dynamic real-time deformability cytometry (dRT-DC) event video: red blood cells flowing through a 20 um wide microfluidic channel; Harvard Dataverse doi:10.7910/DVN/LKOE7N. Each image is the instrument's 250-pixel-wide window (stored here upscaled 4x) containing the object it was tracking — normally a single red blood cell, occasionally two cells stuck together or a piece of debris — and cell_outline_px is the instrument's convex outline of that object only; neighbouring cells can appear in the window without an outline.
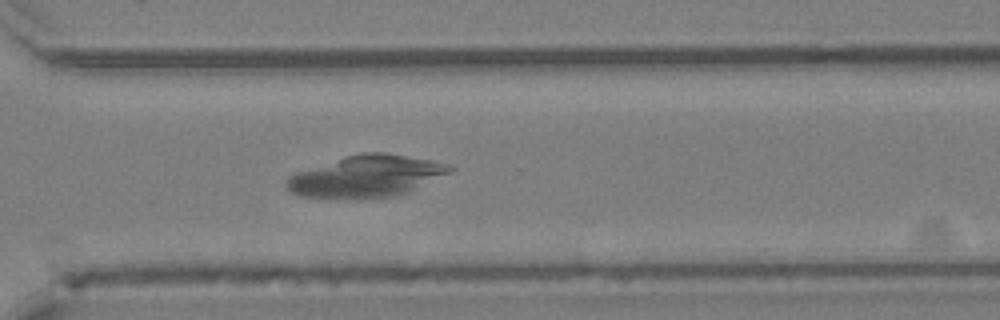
{"species": "Egyptian fruit bat (a non-hibernating species)", "species_latin": "Rousettus aegyptiacus", "temperature_condition": "cold", "stored_images_in_passage": 50, "camera_frame_rate_fps": 3000, "um_per_image_px": 0.085, "animal": {"sex": "female"}, "frame": {"image": 1, "passage_image": 36, "time_ms": 11.667, "image_size_px": [1000, 320], "cell_outline_px": [[456, 168], [452, 172], [404, 192], [392, 196], [300, 196], [288, 192], [284, 184], [288, 176], [296, 172], [348, 156], [364, 152], [384, 152], [432, 160], [452, 164]], "centroid_in_image_um": [31.15, 14.93], "position_along_channel_um": 339.4, "area_um2": 38.44}}
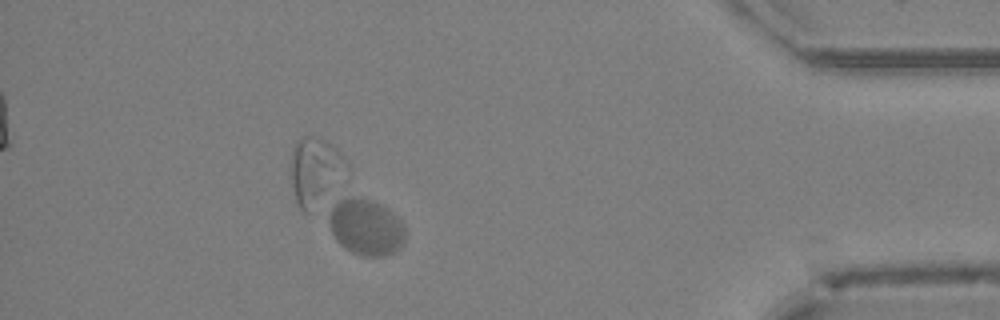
{"frame": {"image": 2, "passage_image": 44, "time_ms": 14.333, "image_size_px": [1000, 320], "cell_outline_px": [[404, 240], [400, 248], [384, 256], [364, 256], [352, 252], [344, 248], [336, 240], [332, 232], [328, 220], [332, 208], [340, 200], [352, 196], [372, 200], [380, 204], [392, 212], [404, 224]], "centroid_in_image_um": [31.11, 19.31], "position_along_channel_um": 404.1, "area_um2": 24.74}}